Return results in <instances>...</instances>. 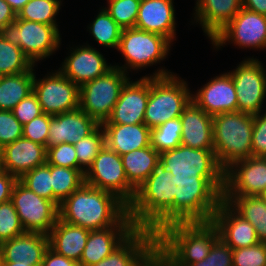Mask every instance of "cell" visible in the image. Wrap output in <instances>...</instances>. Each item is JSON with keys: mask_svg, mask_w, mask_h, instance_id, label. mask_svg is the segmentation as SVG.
Instances as JSON below:
<instances>
[{"mask_svg": "<svg viewBox=\"0 0 266 266\" xmlns=\"http://www.w3.org/2000/svg\"><path fill=\"white\" fill-rule=\"evenodd\" d=\"M156 250V234L137 228L109 256L93 266H142Z\"/></svg>", "mask_w": 266, "mask_h": 266, "instance_id": "603a6c76", "label": "cell"}, {"mask_svg": "<svg viewBox=\"0 0 266 266\" xmlns=\"http://www.w3.org/2000/svg\"><path fill=\"white\" fill-rule=\"evenodd\" d=\"M105 8L115 22L122 28H134L141 0H108Z\"/></svg>", "mask_w": 266, "mask_h": 266, "instance_id": "60d3db41", "label": "cell"}, {"mask_svg": "<svg viewBox=\"0 0 266 266\" xmlns=\"http://www.w3.org/2000/svg\"><path fill=\"white\" fill-rule=\"evenodd\" d=\"M239 216L255 228L257 238L266 243V203L259 196H222Z\"/></svg>", "mask_w": 266, "mask_h": 266, "instance_id": "4dcf8cb0", "label": "cell"}, {"mask_svg": "<svg viewBox=\"0 0 266 266\" xmlns=\"http://www.w3.org/2000/svg\"><path fill=\"white\" fill-rule=\"evenodd\" d=\"M85 184L115 194L127 206L136 194L127 180L121 156L106 145L86 171Z\"/></svg>", "mask_w": 266, "mask_h": 266, "instance_id": "9c48e42d", "label": "cell"}, {"mask_svg": "<svg viewBox=\"0 0 266 266\" xmlns=\"http://www.w3.org/2000/svg\"><path fill=\"white\" fill-rule=\"evenodd\" d=\"M99 124L80 108L50 115L47 148L61 143L75 144L90 135Z\"/></svg>", "mask_w": 266, "mask_h": 266, "instance_id": "44dd1931", "label": "cell"}, {"mask_svg": "<svg viewBox=\"0 0 266 266\" xmlns=\"http://www.w3.org/2000/svg\"><path fill=\"white\" fill-rule=\"evenodd\" d=\"M49 248V237L38 232H25L0 245L2 262L25 261L32 265H41L45 252Z\"/></svg>", "mask_w": 266, "mask_h": 266, "instance_id": "4316f807", "label": "cell"}, {"mask_svg": "<svg viewBox=\"0 0 266 266\" xmlns=\"http://www.w3.org/2000/svg\"><path fill=\"white\" fill-rule=\"evenodd\" d=\"M171 42L164 36L137 28L122 29L118 51L130 69H140L165 59Z\"/></svg>", "mask_w": 266, "mask_h": 266, "instance_id": "8fae6325", "label": "cell"}, {"mask_svg": "<svg viewBox=\"0 0 266 266\" xmlns=\"http://www.w3.org/2000/svg\"><path fill=\"white\" fill-rule=\"evenodd\" d=\"M104 146L105 132L102 126L99 125L90 135L74 144L78 160V169L85 174Z\"/></svg>", "mask_w": 266, "mask_h": 266, "instance_id": "74e56055", "label": "cell"}, {"mask_svg": "<svg viewBox=\"0 0 266 266\" xmlns=\"http://www.w3.org/2000/svg\"><path fill=\"white\" fill-rule=\"evenodd\" d=\"M16 13L11 6L5 1L0 0V30L16 20Z\"/></svg>", "mask_w": 266, "mask_h": 266, "instance_id": "f5cc1de1", "label": "cell"}, {"mask_svg": "<svg viewBox=\"0 0 266 266\" xmlns=\"http://www.w3.org/2000/svg\"><path fill=\"white\" fill-rule=\"evenodd\" d=\"M23 125L15 118L12 111L0 110V149L22 138Z\"/></svg>", "mask_w": 266, "mask_h": 266, "instance_id": "f6af8a7d", "label": "cell"}, {"mask_svg": "<svg viewBox=\"0 0 266 266\" xmlns=\"http://www.w3.org/2000/svg\"><path fill=\"white\" fill-rule=\"evenodd\" d=\"M103 55L91 46H82L72 51L64 60L60 72L79 87L111 70Z\"/></svg>", "mask_w": 266, "mask_h": 266, "instance_id": "cb8c5ba5", "label": "cell"}, {"mask_svg": "<svg viewBox=\"0 0 266 266\" xmlns=\"http://www.w3.org/2000/svg\"><path fill=\"white\" fill-rule=\"evenodd\" d=\"M265 203H266V190H264L261 194L258 195Z\"/></svg>", "mask_w": 266, "mask_h": 266, "instance_id": "680465c9", "label": "cell"}, {"mask_svg": "<svg viewBox=\"0 0 266 266\" xmlns=\"http://www.w3.org/2000/svg\"><path fill=\"white\" fill-rule=\"evenodd\" d=\"M173 175L159 160L150 176L136 189L128 215L136 228L155 234L174 223Z\"/></svg>", "mask_w": 266, "mask_h": 266, "instance_id": "6da1fadb", "label": "cell"}, {"mask_svg": "<svg viewBox=\"0 0 266 266\" xmlns=\"http://www.w3.org/2000/svg\"><path fill=\"white\" fill-rule=\"evenodd\" d=\"M11 111L22 125L29 123L35 117L43 114L42 107L34 92L22 99Z\"/></svg>", "mask_w": 266, "mask_h": 266, "instance_id": "c3c4849f", "label": "cell"}, {"mask_svg": "<svg viewBox=\"0 0 266 266\" xmlns=\"http://www.w3.org/2000/svg\"><path fill=\"white\" fill-rule=\"evenodd\" d=\"M142 266H173L161 253L155 250Z\"/></svg>", "mask_w": 266, "mask_h": 266, "instance_id": "11a10c76", "label": "cell"}, {"mask_svg": "<svg viewBox=\"0 0 266 266\" xmlns=\"http://www.w3.org/2000/svg\"><path fill=\"white\" fill-rule=\"evenodd\" d=\"M34 66L19 46L6 41L0 34V76L28 72Z\"/></svg>", "mask_w": 266, "mask_h": 266, "instance_id": "e575fe53", "label": "cell"}, {"mask_svg": "<svg viewBox=\"0 0 266 266\" xmlns=\"http://www.w3.org/2000/svg\"><path fill=\"white\" fill-rule=\"evenodd\" d=\"M18 179L0 168V203L11 200L12 189Z\"/></svg>", "mask_w": 266, "mask_h": 266, "instance_id": "f907efd6", "label": "cell"}, {"mask_svg": "<svg viewBox=\"0 0 266 266\" xmlns=\"http://www.w3.org/2000/svg\"><path fill=\"white\" fill-rule=\"evenodd\" d=\"M137 228L128 213L115 225L105 229L90 230L80 266H93L109 256Z\"/></svg>", "mask_w": 266, "mask_h": 266, "instance_id": "e0dca14e", "label": "cell"}, {"mask_svg": "<svg viewBox=\"0 0 266 266\" xmlns=\"http://www.w3.org/2000/svg\"><path fill=\"white\" fill-rule=\"evenodd\" d=\"M160 161L173 176L224 177L213 149H194L179 145L160 153Z\"/></svg>", "mask_w": 266, "mask_h": 266, "instance_id": "7c38bea8", "label": "cell"}, {"mask_svg": "<svg viewBox=\"0 0 266 266\" xmlns=\"http://www.w3.org/2000/svg\"><path fill=\"white\" fill-rule=\"evenodd\" d=\"M242 4L250 11L266 15V0H242Z\"/></svg>", "mask_w": 266, "mask_h": 266, "instance_id": "db71d44e", "label": "cell"}, {"mask_svg": "<svg viewBox=\"0 0 266 266\" xmlns=\"http://www.w3.org/2000/svg\"><path fill=\"white\" fill-rule=\"evenodd\" d=\"M19 180L38 196L53 202L51 165L48 163L28 171Z\"/></svg>", "mask_w": 266, "mask_h": 266, "instance_id": "ab89813d", "label": "cell"}, {"mask_svg": "<svg viewBox=\"0 0 266 266\" xmlns=\"http://www.w3.org/2000/svg\"><path fill=\"white\" fill-rule=\"evenodd\" d=\"M49 75L37 80L34 74L33 92L43 113L56 115L79 108V86L59 70Z\"/></svg>", "mask_w": 266, "mask_h": 266, "instance_id": "5bb4252c", "label": "cell"}, {"mask_svg": "<svg viewBox=\"0 0 266 266\" xmlns=\"http://www.w3.org/2000/svg\"><path fill=\"white\" fill-rule=\"evenodd\" d=\"M228 73L234 82L238 111L251 115L261 113L266 96V72L263 65L257 59L248 58L235 71Z\"/></svg>", "mask_w": 266, "mask_h": 266, "instance_id": "4fadbf2b", "label": "cell"}, {"mask_svg": "<svg viewBox=\"0 0 266 266\" xmlns=\"http://www.w3.org/2000/svg\"><path fill=\"white\" fill-rule=\"evenodd\" d=\"M242 7V0H197L195 16L212 40Z\"/></svg>", "mask_w": 266, "mask_h": 266, "instance_id": "83f0119b", "label": "cell"}, {"mask_svg": "<svg viewBox=\"0 0 266 266\" xmlns=\"http://www.w3.org/2000/svg\"><path fill=\"white\" fill-rule=\"evenodd\" d=\"M253 121L254 115L241 111L212 117L213 150L224 171L233 163L252 157Z\"/></svg>", "mask_w": 266, "mask_h": 266, "instance_id": "5b68a950", "label": "cell"}, {"mask_svg": "<svg viewBox=\"0 0 266 266\" xmlns=\"http://www.w3.org/2000/svg\"><path fill=\"white\" fill-rule=\"evenodd\" d=\"M34 69L28 72L0 76V110L11 111L33 92Z\"/></svg>", "mask_w": 266, "mask_h": 266, "instance_id": "d6a6232c", "label": "cell"}, {"mask_svg": "<svg viewBox=\"0 0 266 266\" xmlns=\"http://www.w3.org/2000/svg\"><path fill=\"white\" fill-rule=\"evenodd\" d=\"M252 156L266 157V113L254 115L252 132Z\"/></svg>", "mask_w": 266, "mask_h": 266, "instance_id": "681fc988", "label": "cell"}, {"mask_svg": "<svg viewBox=\"0 0 266 266\" xmlns=\"http://www.w3.org/2000/svg\"><path fill=\"white\" fill-rule=\"evenodd\" d=\"M212 223L219 231V238L232 250L258 244L254 226L239 216L225 201H221L213 214Z\"/></svg>", "mask_w": 266, "mask_h": 266, "instance_id": "ffe728a7", "label": "cell"}, {"mask_svg": "<svg viewBox=\"0 0 266 266\" xmlns=\"http://www.w3.org/2000/svg\"><path fill=\"white\" fill-rule=\"evenodd\" d=\"M219 239L212 221L176 222L156 233V250L173 266H187L207 257Z\"/></svg>", "mask_w": 266, "mask_h": 266, "instance_id": "3957f363", "label": "cell"}, {"mask_svg": "<svg viewBox=\"0 0 266 266\" xmlns=\"http://www.w3.org/2000/svg\"><path fill=\"white\" fill-rule=\"evenodd\" d=\"M42 266H80L79 263L57 254L50 247L45 252Z\"/></svg>", "mask_w": 266, "mask_h": 266, "instance_id": "816d5d0a", "label": "cell"}, {"mask_svg": "<svg viewBox=\"0 0 266 266\" xmlns=\"http://www.w3.org/2000/svg\"><path fill=\"white\" fill-rule=\"evenodd\" d=\"M89 234L90 230L58 218L48 234L49 247L57 254L79 263Z\"/></svg>", "mask_w": 266, "mask_h": 266, "instance_id": "f546056e", "label": "cell"}, {"mask_svg": "<svg viewBox=\"0 0 266 266\" xmlns=\"http://www.w3.org/2000/svg\"><path fill=\"white\" fill-rule=\"evenodd\" d=\"M50 114H41L23 125L22 137L47 147Z\"/></svg>", "mask_w": 266, "mask_h": 266, "instance_id": "bcb514c9", "label": "cell"}, {"mask_svg": "<svg viewBox=\"0 0 266 266\" xmlns=\"http://www.w3.org/2000/svg\"><path fill=\"white\" fill-rule=\"evenodd\" d=\"M173 0H141L135 28L175 38V12Z\"/></svg>", "mask_w": 266, "mask_h": 266, "instance_id": "d4e9b609", "label": "cell"}, {"mask_svg": "<svg viewBox=\"0 0 266 266\" xmlns=\"http://www.w3.org/2000/svg\"><path fill=\"white\" fill-rule=\"evenodd\" d=\"M233 266H266V243L233 249Z\"/></svg>", "mask_w": 266, "mask_h": 266, "instance_id": "7bdbcfd3", "label": "cell"}, {"mask_svg": "<svg viewBox=\"0 0 266 266\" xmlns=\"http://www.w3.org/2000/svg\"><path fill=\"white\" fill-rule=\"evenodd\" d=\"M149 98V76L140 80L127 81L122 87L119 99L111 115L102 124H140L144 123V114Z\"/></svg>", "mask_w": 266, "mask_h": 266, "instance_id": "ac0fdd59", "label": "cell"}, {"mask_svg": "<svg viewBox=\"0 0 266 266\" xmlns=\"http://www.w3.org/2000/svg\"><path fill=\"white\" fill-rule=\"evenodd\" d=\"M180 119L181 145L194 149H213L212 116L191 100L184 108Z\"/></svg>", "mask_w": 266, "mask_h": 266, "instance_id": "484cf974", "label": "cell"}, {"mask_svg": "<svg viewBox=\"0 0 266 266\" xmlns=\"http://www.w3.org/2000/svg\"><path fill=\"white\" fill-rule=\"evenodd\" d=\"M128 182L137 189L152 173L160 154L152 147L130 151L121 155Z\"/></svg>", "mask_w": 266, "mask_h": 266, "instance_id": "1f68e13d", "label": "cell"}, {"mask_svg": "<svg viewBox=\"0 0 266 266\" xmlns=\"http://www.w3.org/2000/svg\"><path fill=\"white\" fill-rule=\"evenodd\" d=\"M89 28L92 36L99 44L118 49L122 28L105 8L101 9Z\"/></svg>", "mask_w": 266, "mask_h": 266, "instance_id": "d590c367", "label": "cell"}, {"mask_svg": "<svg viewBox=\"0 0 266 266\" xmlns=\"http://www.w3.org/2000/svg\"><path fill=\"white\" fill-rule=\"evenodd\" d=\"M0 266H2L1 254H0Z\"/></svg>", "mask_w": 266, "mask_h": 266, "instance_id": "91938a15", "label": "cell"}, {"mask_svg": "<svg viewBox=\"0 0 266 266\" xmlns=\"http://www.w3.org/2000/svg\"><path fill=\"white\" fill-rule=\"evenodd\" d=\"M2 266H42V265H32L30 263H25V261H17L16 263L13 262H2Z\"/></svg>", "mask_w": 266, "mask_h": 266, "instance_id": "6f0895ef", "label": "cell"}, {"mask_svg": "<svg viewBox=\"0 0 266 266\" xmlns=\"http://www.w3.org/2000/svg\"><path fill=\"white\" fill-rule=\"evenodd\" d=\"M59 219L88 230L115 226L128 206L115 194L83 184L59 206Z\"/></svg>", "mask_w": 266, "mask_h": 266, "instance_id": "7a4b0ae2", "label": "cell"}, {"mask_svg": "<svg viewBox=\"0 0 266 266\" xmlns=\"http://www.w3.org/2000/svg\"><path fill=\"white\" fill-rule=\"evenodd\" d=\"M53 203L60 204L85 183V174L79 169L51 165Z\"/></svg>", "mask_w": 266, "mask_h": 266, "instance_id": "836d02e7", "label": "cell"}, {"mask_svg": "<svg viewBox=\"0 0 266 266\" xmlns=\"http://www.w3.org/2000/svg\"><path fill=\"white\" fill-rule=\"evenodd\" d=\"M157 71L149 77V98L144 114V124L150 129L180 117L192 100L184 80L167 70Z\"/></svg>", "mask_w": 266, "mask_h": 266, "instance_id": "8992f818", "label": "cell"}, {"mask_svg": "<svg viewBox=\"0 0 266 266\" xmlns=\"http://www.w3.org/2000/svg\"><path fill=\"white\" fill-rule=\"evenodd\" d=\"M126 73L125 65H117L104 75L81 85L79 108L101 125L111 115L122 87L130 80Z\"/></svg>", "mask_w": 266, "mask_h": 266, "instance_id": "52a82bcc", "label": "cell"}, {"mask_svg": "<svg viewBox=\"0 0 266 266\" xmlns=\"http://www.w3.org/2000/svg\"><path fill=\"white\" fill-rule=\"evenodd\" d=\"M45 163L47 147L23 137L0 149V168L17 179Z\"/></svg>", "mask_w": 266, "mask_h": 266, "instance_id": "d6986e66", "label": "cell"}, {"mask_svg": "<svg viewBox=\"0 0 266 266\" xmlns=\"http://www.w3.org/2000/svg\"><path fill=\"white\" fill-rule=\"evenodd\" d=\"M192 101L212 117L238 111L236 90L229 73L210 80L196 95L192 94Z\"/></svg>", "mask_w": 266, "mask_h": 266, "instance_id": "7402d4cb", "label": "cell"}, {"mask_svg": "<svg viewBox=\"0 0 266 266\" xmlns=\"http://www.w3.org/2000/svg\"><path fill=\"white\" fill-rule=\"evenodd\" d=\"M60 2L61 0H30L19 11L16 19L58 26L55 16L60 10Z\"/></svg>", "mask_w": 266, "mask_h": 266, "instance_id": "8d00e7d4", "label": "cell"}, {"mask_svg": "<svg viewBox=\"0 0 266 266\" xmlns=\"http://www.w3.org/2000/svg\"><path fill=\"white\" fill-rule=\"evenodd\" d=\"M182 122L180 117L168 120L151 129V146L160 154L181 145Z\"/></svg>", "mask_w": 266, "mask_h": 266, "instance_id": "f35d334b", "label": "cell"}, {"mask_svg": "<svg viewBox=\"0 0 266 266\" xmlns=\"http://www.w3.org/2000/svg\"><path fill=\"white\" fill-rule=\"evenodd\" d=\"M12 8V10L16 13L19 11L30 1V0H5Z\"/></svg>", "mask_w": 266, "mask_h": 266, "instance_id": "9f6ffc18", "label": "cell"}, {"mask_svg": "<svg viewBox=\"0 0 266 266\" xmlns=\"http://www.w3.org/2000/svg\"><path fill=\"white\" fill-rule=\"evenodd\" d=\"M232 249L219 239L208 254L200 262L189 264L187 266H233Z\"/></svg>", "mask_w": 266, "mask_h": 266, "instance_id": "7dc6e473", "label": "cell"}, {"mask_svg": "<svg viewBox=\"0 0 266 266\" xmlns=\"http://www.w3.org/2000/svg\"><path fill=\"white\" fill-rule=\"evenodd\" d=\"M226 41H232L241 48L266 47V15L250 11L244 7L235 17L212 39L217 48Z\"/></svg>", "mask_w": 266, "mask_h": 266, "instance_id": "9a60e30c", "label": "cell"}, {"mask_svg": "<svg viewBox=\"0 0 266 266\" xmlns=\"http://www.w3.org/2000/svg\"><path fill=\"white\" fill-rule=\"evenodd\" d=\"M174 223L208 222L222 201L224 177H185L171 179Z\"/></svg>", "mask_w": 266, "mask_h": 266, "instance_id": "277c9868", "label": "cell"}, {"mask_svg": "<svg viewBox=\"0 0 266 266\" xmlns=\"http://www.w3.org/2000/svg\"><path fill=\"white\" fill-rule=\"evenodd\" d=\"M24 233L25 230L11 200L0 203V240L3 242Z\"/></svg>", "mask_w": 266, "mask_h": 266, "instance_id": "b9f144b4", "label": "cell"}, {"mask_svg": "<svg viewBox=\"0 0 266 266\" xmlns=\"http://www.w3.org/2000/svg\"><path fill=\"white\" fill-rule=\"evenodd\" d=\"M11 202L25 232L48 235L59 218L58 207L52 201L38 196L19 179L12 189Z\"/></svg>", "mask_w": 266, "mask_h": 266, "instance_id": "30bf717a", "label": "cell"}, {"mask_svg": "<svg viewBox=\"0 0 266 266\" xmlns=\"http://www.w3.org/2000/svg\"><path fill=\"white\" fill-rule=\"evenodd\" d=\"M49 165L78 169V160L74 144L61 143L47 148Z\"/></svg>", "mask_w": 266, "mask_h": 266, "instance_id": "ee69618b", "label": "cell"}, {"mask_svg": "<svg viewBox=\"0 0 266 266\" xmlns=\"http://www.w3.org/2000/svg\"><path fill=\"white\" fill-rule=\"evenodd\" d=\"M266 190V157H249L224 171L222 196H258Z\"/></svg>", "mask_w": 266, "mask_h": 266, "instance_id": "2e32d148", "label": "cell"}, {"mask_svg": "<svg viewBox=\"0 0 266 266\" xmlns=\"http://www.w3.org/2000/svg\"><path fill=\"white\" fill-rule=\"evenodd\" d=\"M0 34L6 41L19 46L34 65L52 55L61 41L57 26L23 19H16L3 27Z\"/></svg>", "mask_w": 266, "mask_h": 266, "instance_id": "ba28073f", "label": "cell"}, {"mask_svg": "<svg viewBox=\"0 0 266 266\" xmlns=\"http://www.w3.org/2000/svg\"><path fill=\"white\" fill-rule=\"evenodd\" d=\"M105 145L120 156L136 149L151 146V129L140 124H101Z\"/></svg>", "mask_w": 266, "mask_h": 266, "instance_id": "f1b7e54d", "label": "cell"}]
</instances>
